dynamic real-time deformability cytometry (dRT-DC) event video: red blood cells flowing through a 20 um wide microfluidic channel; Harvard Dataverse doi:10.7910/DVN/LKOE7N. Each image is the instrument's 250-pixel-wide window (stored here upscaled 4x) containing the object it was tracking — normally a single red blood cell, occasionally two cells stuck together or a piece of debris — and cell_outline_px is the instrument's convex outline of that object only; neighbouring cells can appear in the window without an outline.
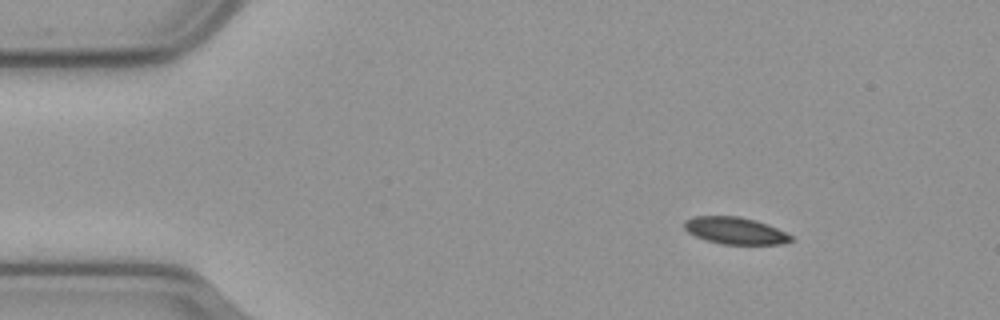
{"species": "common noctule bat (a hibernating species)", "species_latin": "Nyctalus noctula", "temperature_condition": "cold", "stored_images_in_passage": 51, "camera_frame_rate_fps": 3000, "um_per_image_px": 0.085, "animal": {"sex": "male", "body_mass_g": 23.1, "forearm_length_mm": 52.7}, "frame": {"image": 1, "passage_image": 1, "time_ms": 0.0, "image_size_px": [1000, 320], "cell_outline_px": [[792, 240], [780, 244], [724, 244], [708, 240], [696, 236], [688, 232], [684, 228], [684, 220], [692, 216], [740, 216], [756, 220], [768, 224], [792, 236]], "centroid_in_image_um": [62.46, 19.59], "position_along_channel_um": 22.5, "area_um2": 16.65}}
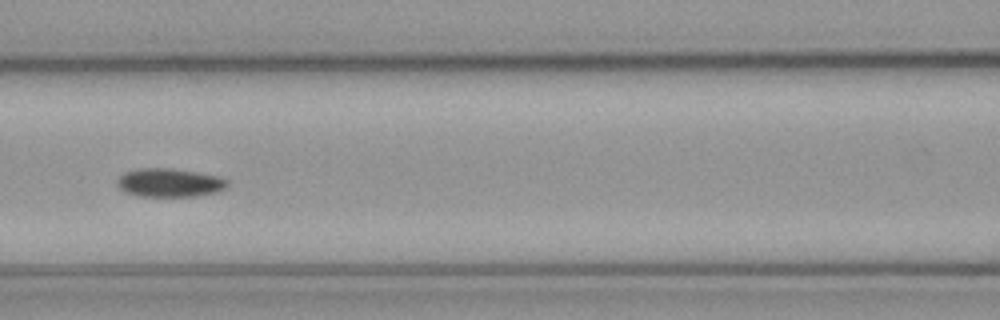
{"frame": {"image": 2, "passage_image": 18, "time_ms": 5.667, "image_size_px": [1000, 320], "cell_outline_px": [[228, 184], [224, 188], [216, 192], [196, 196], [136, 196], [124, 192], [116, 184], [116, 180], [124, 172], [140, 168], [168, 168], [196, 172], [216, 176], [228, 180]], "centroid_in_image_um": [14.35, 15.53], "position_along_channel_um": 152.2, "area_um2": 18.26}}
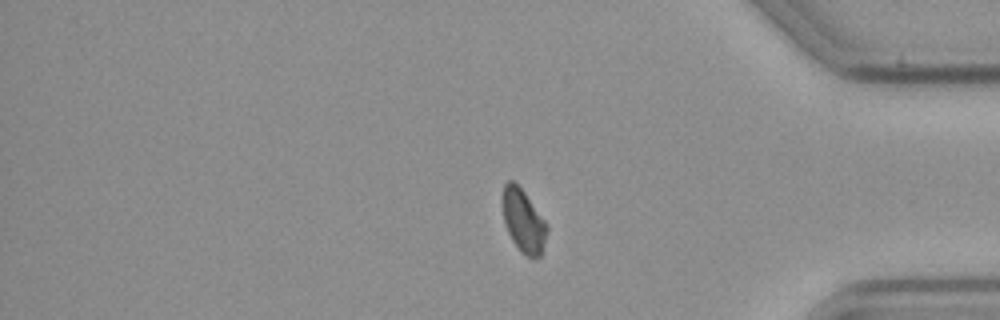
{"frame": {"image": 3, "passage_image": 40, "time_ms": 13.0, "image_size_px": [1000, 320], "cell_outline_px": [[548, 228], [540, 256], [528, 256], [520, 252], [512, 240], [508, 232], [504, 220], [504, 184], [508, 180], [512, 180], [524, 192], [548, 224]], "centroid_in_image_um": [44.51, 18.78], "position_along_channel_um": 390.7, "area_um2": 15.78}, "authors_computed_cell_mechanics": {"area_um2": 17.2822, "velocity_mm_per_s": 3.5998, "shape_relaxation_time_tau1_ms": 4.3359, "shape_relaxation_time_tau2_ms": null, "deformation_change_tau1": 0.0876, "deformation_change_tau2": null}}